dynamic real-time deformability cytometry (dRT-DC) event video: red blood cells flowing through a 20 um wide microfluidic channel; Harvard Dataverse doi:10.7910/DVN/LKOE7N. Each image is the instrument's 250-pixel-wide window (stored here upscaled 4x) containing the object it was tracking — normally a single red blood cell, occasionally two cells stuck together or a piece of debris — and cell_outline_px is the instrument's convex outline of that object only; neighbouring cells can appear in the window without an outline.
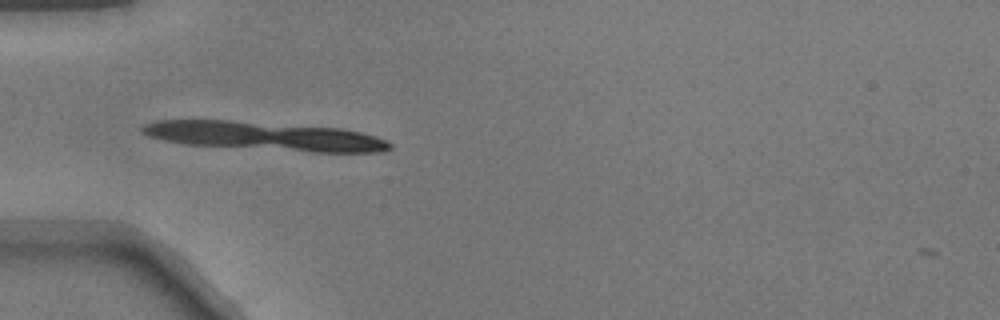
{"species": "common noctule bat (a hibernating species)", "species_latin": "Nyctalus noctula", "temperature_condition": "warm", "stored_images_in_passage": 16, "camera_frame_rate_fps": 3000, "um_per_image_px": 0.085, "animal": {"sex": "male", "body_mass_g": 17.9}, "frame": {"image": 1, "passage_image": 1, "time_ms": 0.0, "image_size_px": [1000, 320], "cell_outline_px": [[392, 148], [384, 152], [312, 152], [184, 144], [164, 140], [148, 136], [140, 132], [140, 128], [144, 124], [156, 120], [228, 120], [340, 128], [360, 132], [376, 136], [388, 140], [392, 144]], "centroid_in_image_um": [22.5, 11.57], "position_along_channel_um": 62.5, "area_um2": 41.5}}